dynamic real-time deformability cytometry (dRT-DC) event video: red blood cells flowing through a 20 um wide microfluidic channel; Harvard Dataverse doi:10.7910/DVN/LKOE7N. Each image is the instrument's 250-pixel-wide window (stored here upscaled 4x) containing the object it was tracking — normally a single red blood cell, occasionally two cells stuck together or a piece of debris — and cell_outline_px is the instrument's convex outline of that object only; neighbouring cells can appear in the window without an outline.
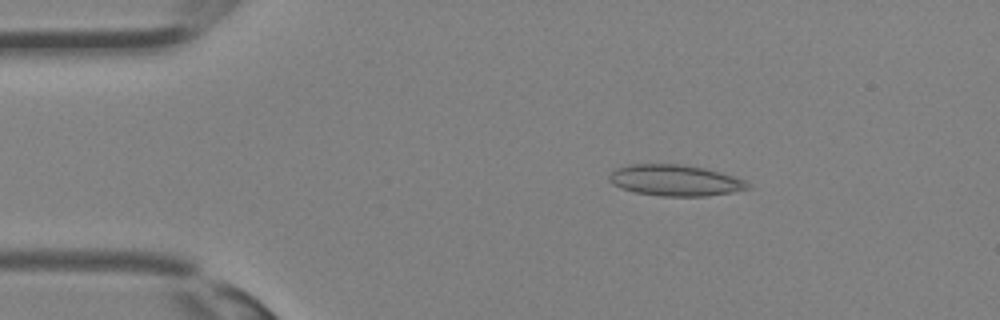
{"species": "Egyptian fruit bat (a non-hibernating species)", "species_latin": "Rousettus aegyptiacus", "temperature_condition": "room temperature", "stored_images_in_passage": 35, "camera_frame_rate_fps": 3000, "um_per_image_px": 0.085, "animal": {"sex": "female"}, "frame": {"image": 1, "passage_image": 6, "time_ms": 1.667, "image_size_px": [1000, 320], "cell_outline_px": [[752, 188], [732, 192], [704, 196], [660, 196], [636, 192], [620, 188], [612, 184], [608, 180], [608, 176], [616, 168], [628, 164], [680, 164], [704, 168], [720, 172], [744, 180]], "centroid_in_image_um": [57.35, 15.33], "position_along_channel_um": 27.7, "area_um2": 25.09}}
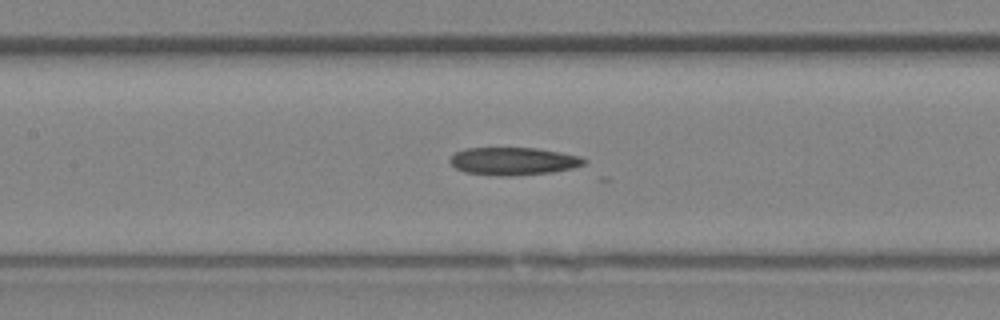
{"frame": {"image": 2, "passage_image": 16, "time_ms": 5.0, "image_size_px": [1000, 320], "cell_outline_px": [[588, 160], [584, 164], [572, 168], [552, 172], [508, 176], [500, 176], [464, 172], [456, 168], [448, 160], [456, 152], [464, 148], [536, 148], [560, 152], [580, 156]], "centroid_in_image_um": [43.63, 13.7], "position_along_channel_um": 163.8, "area_um2": 21.62}}
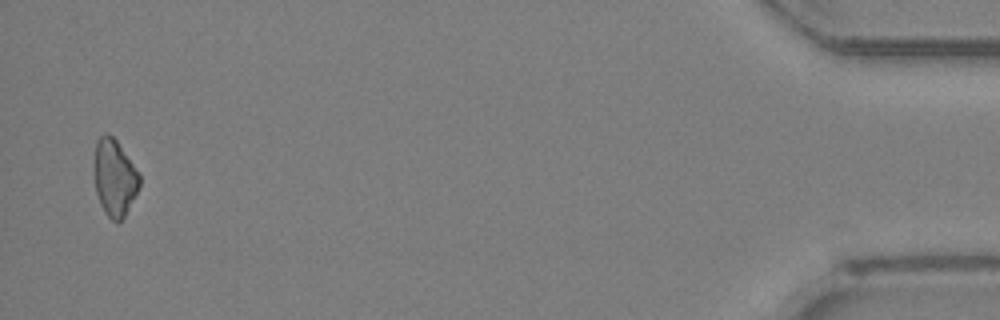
{"frame": {"image": 3, "passage_image": 34, "time_ms": 11.0, "image_size_px": [1000, 320], "cell_outline_px": [[140, 184], [124, 216], [120, 220], [112, 220], [104, 212], [100, 204], [96, 192], [92, 168], [92, 164], [96, 140], [100, 136], [112, 136], [116, 140], [140, 172]], "centroid_in_image_um": [9.7, 15.07], "position_along_channel_um": 425.5, "area_um2": 20.35}}